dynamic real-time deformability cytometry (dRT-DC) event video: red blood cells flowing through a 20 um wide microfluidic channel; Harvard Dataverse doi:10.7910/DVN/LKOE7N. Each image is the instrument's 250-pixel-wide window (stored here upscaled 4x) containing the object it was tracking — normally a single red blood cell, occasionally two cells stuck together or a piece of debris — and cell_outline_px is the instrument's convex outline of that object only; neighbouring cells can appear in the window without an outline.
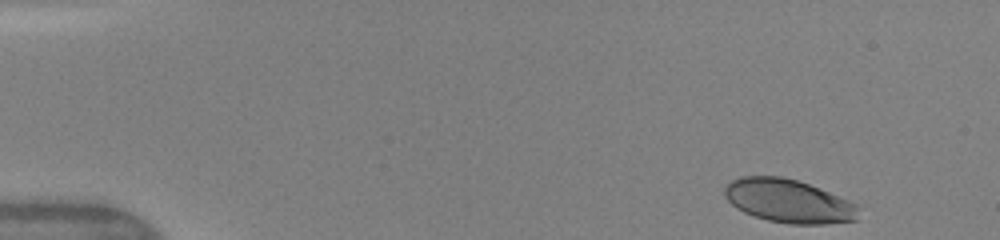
{"species": "human", "species_latin": "Homo sapiens", "temperature_condition": "warm", "stored_images_in_passage": 40, "camera_frame_rate_fps": 3000, "um_per_image_px": 0.085, "donor": {"sex": "female"}, "frame": {"image": 1, "passage_image": 1, "time_ms": 0.0, "image_size_px": [1000, 240], "cell_outline_px": [[856, 220], [824, 224], [788, 224], [768, 220], [744, 212], [736, 208], [724, 196], [724, 188], [732, 180], [740, 176], [780, 176], [796, 180], [808, 184], [848, 200], [856, 204]], "centroid_in_image_um": [66.97, 17.08], "position_along_channel_um": 18.0, "area_um2": 33.47}}
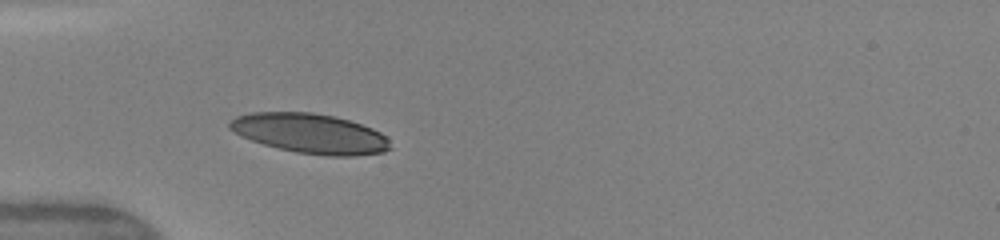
{"frame": {"image": 2, "passage_image": 12, "time_ms": 3.667, "image_size_px": [1000, 240], "cell_outline_px": [[392, 148], [384, 152], [356, 156], [328, 156], [296, 152], [264, 144], [240, 136], [228, 128], [228, 120], [236, 116], [252, 112], [312, 112], [332, 116], [348, 120], [372, 128], [380, 132], [388, 140]], "centroid_in_image_um": [26.34, 11.34], "position_along_channel_um": 58.7, "area_um2": 37.22}}
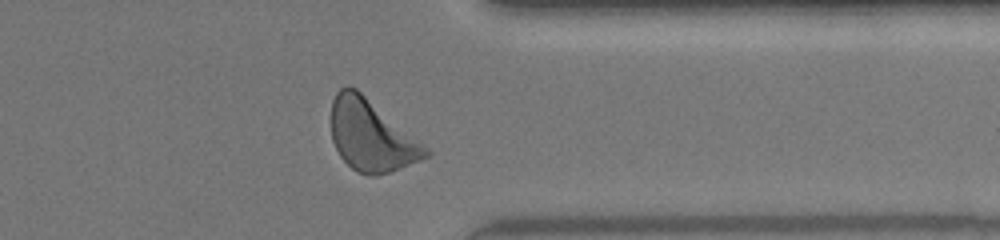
{"frame": {"image": 3, "passage_image": 36, "time_ms": 11.667, "image_size_px": [1000, 240], "cell_outline_px": [[432, 156], [400, 168], [376, 176], [356, 172], [340, 156], [332, 140], [332, 100], [336, 92], [340, 88], [348, 84], [356, 88], [428, 148], [432, 152]], "centroid_in_image_um": [31.56, 11.53], "position_along_channel_um": 379.8, "area_um2": 38.9}, "authors_computed_cell_mechanics": {"area_um2": 37.0209, "velocity_mm_per_s": 4.1357, "shape_relaxation_time_tau1_ms": 2.3482, "shape_relaxation_time_tau2_ms": 0.8362, "deformation_change_tau1": 0.1281, "deformation_change_tau2": 0.0738}}